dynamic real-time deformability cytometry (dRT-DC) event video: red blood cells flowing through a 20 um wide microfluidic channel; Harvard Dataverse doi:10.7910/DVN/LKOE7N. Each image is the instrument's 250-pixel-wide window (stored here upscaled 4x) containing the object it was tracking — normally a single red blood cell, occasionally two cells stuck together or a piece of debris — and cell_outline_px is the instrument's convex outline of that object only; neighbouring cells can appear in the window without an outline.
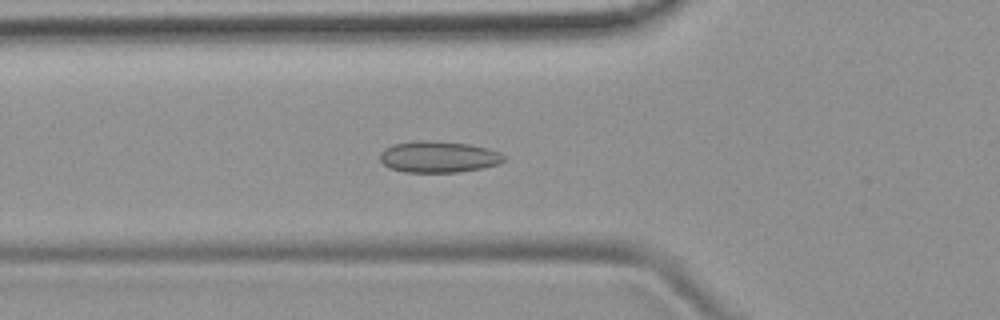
{"species": "common noctule bat (a hibernating species)", "species_latin": "Nyctalus noctula", "temperature_condition": "room temperature", "stored_images_in_passage": 52, "camera_frame_rate_fps": 3000, "um_per_image_px": 0.085, "animal": {"sex": "female", "body_mass_g": 19.9}, "frame": {"image": 1, "passage_image": 19, "time_ms": 6.0, "image_size_px": [1000, 320], "cell_outline_px": [[508, 160], [500, 164], [460, 172], [404, 172], [388, 168], [380, 160], [380, 152], [384, 148], [392, 144], [416, 140], [428, 140], [468, 144], [488, 148], [500, 152]], "centroid_in_image_um": [37.27, 13.33], "position_along_channel_um": 88.5, "area_um2": 22.95}}
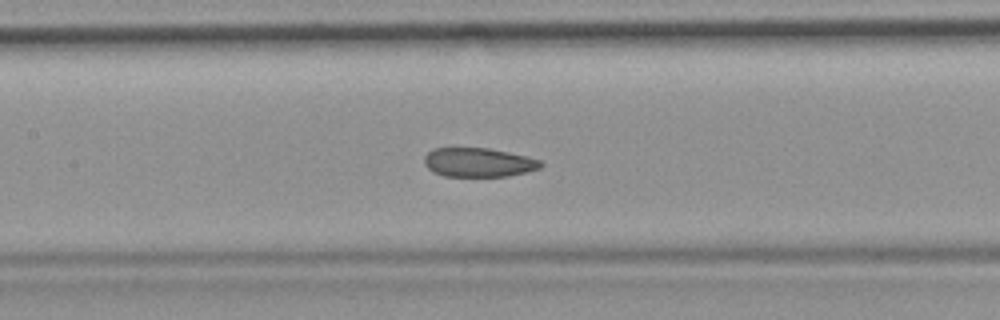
{"frame": {"image": 2, "passage_image": 25, "time_ms": 8.0, "image_size_px": [1000, 320], "cell_outline_px": [[544, 164], [540, 168], [528, 172], [508, 176], [444, 176], [432, 172], [424, 164], [424, 156], [428, 152], [436, 148], [488, 148], [524, 156], [540, 160]], "centroid_in_image_um": [40.66, 13.81], "position_along_channel_um": 166.7, "area_um2": 19.65}}
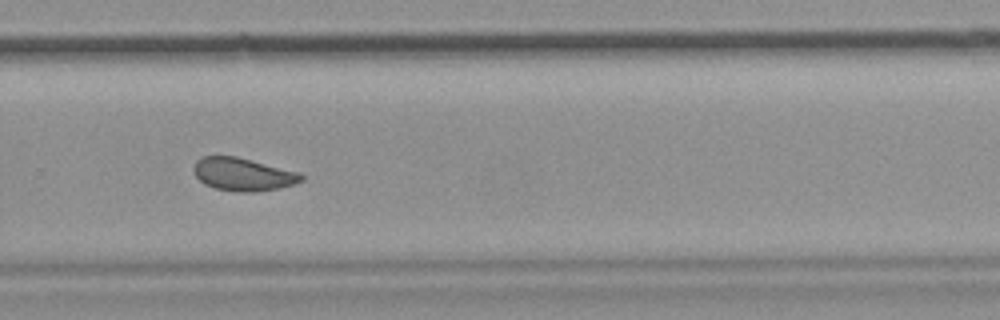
{"frame": {"image": 3, "passage_image": 36, "time_ms": 11.667, "image_size_px": [1000, 320], "cell_outline_px": [[304, 180], [296, 184], [280, 188], [252, 192], [240, 192], [216, 188], [204, 184], [196, 176], [192, 168], [196, 160], [204, 156], [236, 156], [300, 172], [304, 176]], "centroid_in_image_um": [20.68, 14.81], "position_along_channel_um": 309.1, "area_um2": 20.75}, "authors_computed_cell_mechanics": {"area_um2": 21.2415, "velocity_mm_per_s": 3.8934, "shape_relaxation_time_tau1_ms": null, "shape_relaxation_time_tau2_ms": 1.9645, "deformation_change_tau1": null, "deformation_change_tau2": 0.0662}}